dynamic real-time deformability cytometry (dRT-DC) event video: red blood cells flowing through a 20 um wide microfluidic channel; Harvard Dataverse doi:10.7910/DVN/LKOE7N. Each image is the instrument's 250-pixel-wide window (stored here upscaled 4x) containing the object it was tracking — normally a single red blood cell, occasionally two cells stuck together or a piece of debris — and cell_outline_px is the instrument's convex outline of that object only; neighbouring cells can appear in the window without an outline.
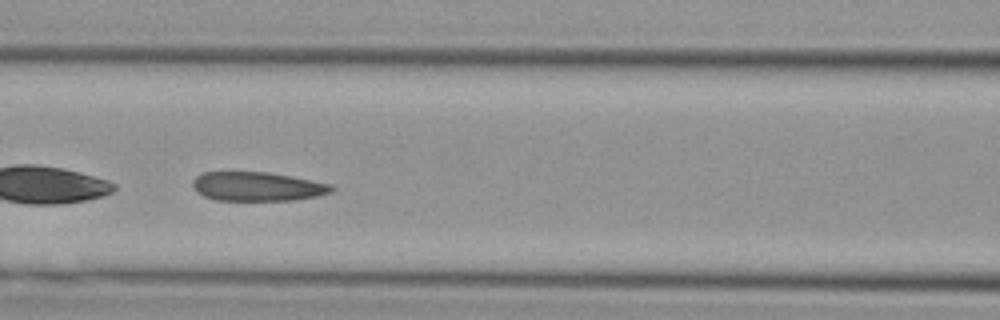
{"species": "Egyptian fruit bat (a non-hibernating species)", "species_latin": "Rousettus aegyptiacus", "temperature_condition": "cold", "stored_images_in_passage": 38, "camera_frame_rate_fps": 3000, "um_per_image_px": 0.085, "animal": {"sex": "female"}, "frame": {"image": 1, "passage_image": 15, "time_ms": 4.667, "image_size_px": [1000, 320], "cell_outline_px": [[336, 188], [332, 192], [316, 196], [296, 200], [216, 200], [204, 196], [196, 192], [192, 184], [192, 180], [196, 176], [204, 172], [268, 172], [292, 176], [332, 184]], "centroid_in_image_um": [21.89, 15.85], "position_along_channel_um": 144.7, "area_um2": 23.64}}
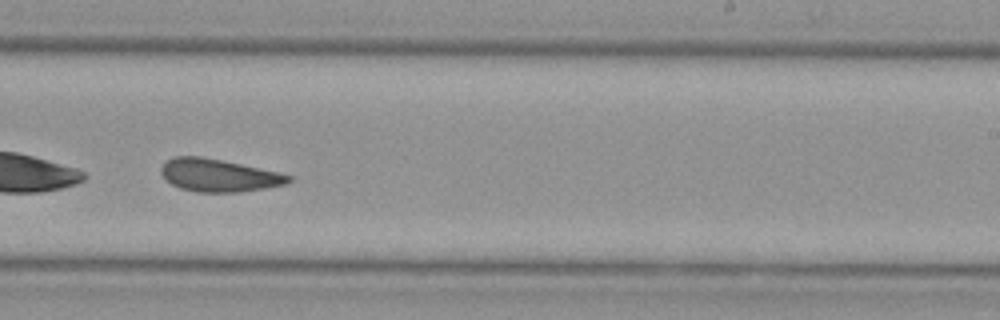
{"frame": {"image": 2, "passage_image": 24, "time_ms": 7.667, "image_size_px": [1000, 320], "cell_outline_px": [[292, 180], [284, 184], [264, 188], [236, 192], [196, 192], [180, 188], [172, 184], [160, 172], [160, 168], [168, 160], [176, 156], [200, 156], [280, 172], [292, 176]], "centroid_in_image_um": [18.59, 14.9], "position_along_channel_um": 270.4, "area_um2": 23.93}}
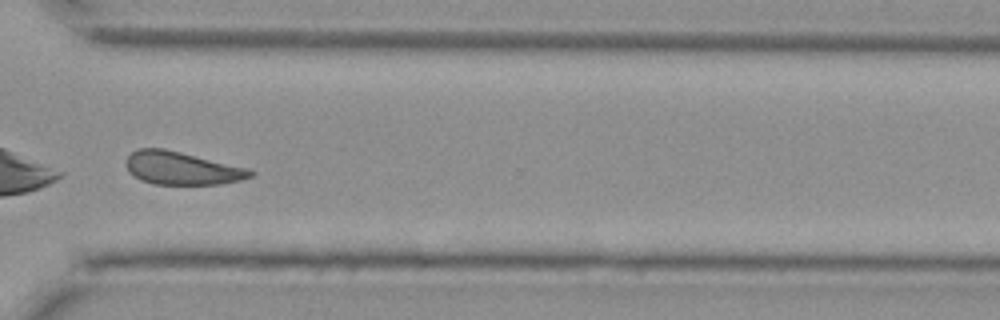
{"frame": {"image": 3, "passage_image": 30, "time_ms": 9.667, "image_size_px": [1000, 320], "cell_outline_px": [[256, 172], [252, 176], [240, 180], [220, 184], [156, 184], [140, 180], [128, 172], [124, 164], [128, 156], [132, 152], [140, 148], [164, 148], [248, 168]], "centroid_in_image_um": [15.43, 14.3], "position_along_channel_um": 355.2, "area_um2": 23.87}}